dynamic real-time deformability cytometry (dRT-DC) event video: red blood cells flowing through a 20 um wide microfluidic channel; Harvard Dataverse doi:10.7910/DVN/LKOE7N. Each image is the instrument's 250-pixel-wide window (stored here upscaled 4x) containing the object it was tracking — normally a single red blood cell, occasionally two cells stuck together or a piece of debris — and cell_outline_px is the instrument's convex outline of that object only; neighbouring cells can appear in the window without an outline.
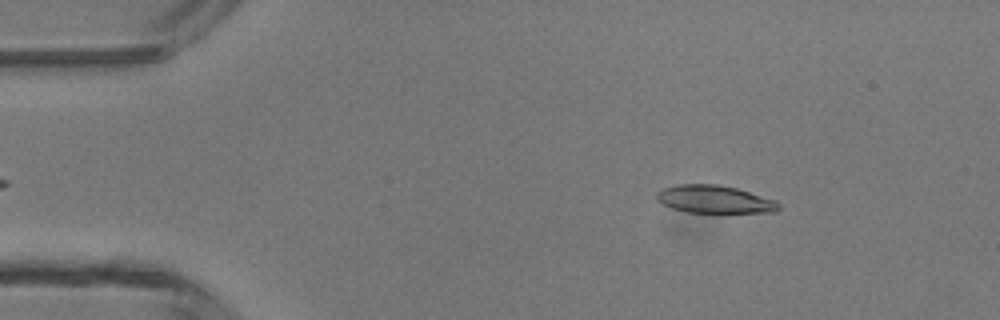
{"species": "common noctule bat (a hibernating species)", "species_latin": "Nyctalus noctula", "temperature_condition": "room temperature", "stored_images_in_passage": 46, "camera_frame_rate_fps": 3000, "um_per_image_px": 0.085, "animal": {"sex": "male", "body_mass_g": 13.3}, "frame": {"image": 1, "passage_image": 6, "time_ms": 1.667, "image_size_px": [1000, 320], "cell_outline_px": [[780, 208], [776, 212], [684, 212], [660, 204], [656, 200], [656, 192], [660, 188], [676, 184], [716, 184], [736, 188], [776, 200], [780, 204]], "centroid_in_image_um": [60.67, 16.93], "position_along_channel_um": 24.3, "area_um2": 19.94}}
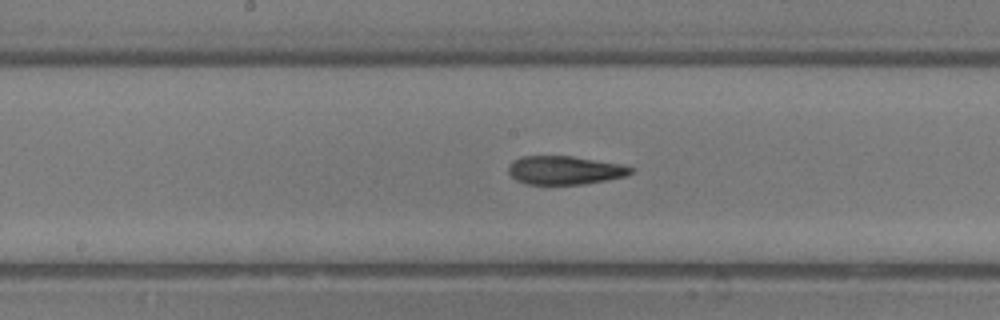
{"frame": {"image": 2, "passage_image": 23, "time_ms": 7.333, "image_size_px": [1000, 320], "cell_outline_px": [[632, 172], [628, 176], [584, 184], [528, 184], [516, 180], [508, 172], [508, 168], [512, 160], [520, 156], [572, 156], [620, 164], [632, 168]], "centroid_in_image_um": [47.98, 14.46], "position_along_channel_um": 200.2, "area_um2": 20.29}}
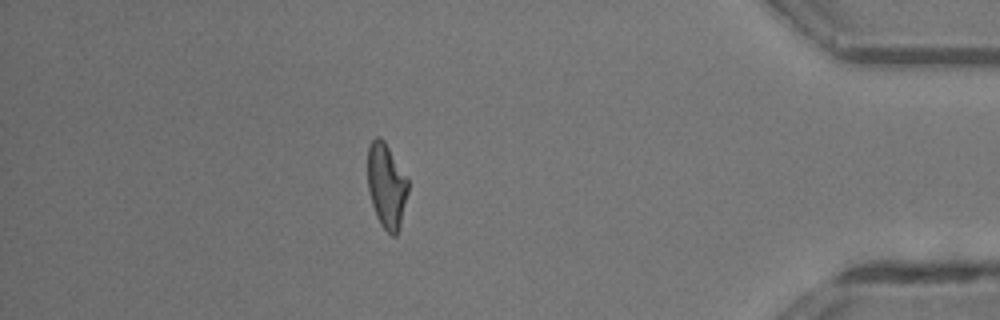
{"frame": {"image": 3, "passage_image": 40, "time_ms": 13.0, "image_size_px": [1000, 320], "cell_outline_px": [[408, 192], [400, 228], [396, 236], [392, 236], [380, 224], [376, 216], [368, 192], [368, 144], [376, 136], [380, 136], [384, 140], [408, 180]], "centroid_in_image_um": [32.84, 15.8], "position_along_channel_um": 402.4, "area_um2": 20.0}, "authors_computed_cell_mechanics": {"area_um2": 20.519, "velocity_mm_per_s": 4.3738, "shape_relaxation_time_tau1_ms": 6.1994, "shape_relaxation_time_tau2_ms": 1.9142, "deformation_change_tau1": 0.2323, "deformation_change_tau2": 0.1057}}